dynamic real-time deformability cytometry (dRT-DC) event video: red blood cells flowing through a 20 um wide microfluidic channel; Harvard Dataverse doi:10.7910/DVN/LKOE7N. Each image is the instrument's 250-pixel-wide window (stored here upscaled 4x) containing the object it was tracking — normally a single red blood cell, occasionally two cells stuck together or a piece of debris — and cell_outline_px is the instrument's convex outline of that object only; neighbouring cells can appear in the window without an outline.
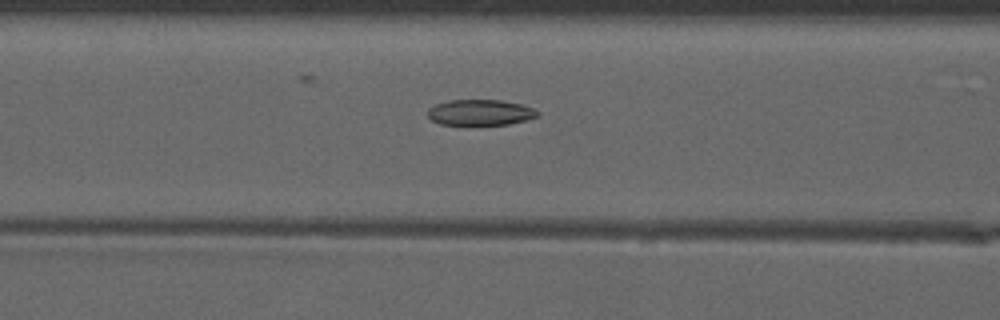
{"species": "common noctule bat (a hibernating species)", "species_latin": "Nyctalus noctula", "temperature_condition": "warm", "stored_images_in_passage": 49, "camera_frame_rate_fps": 3000, "um_per_image_px": 0.085, "animal": {"sex": "male", "forearm_length_mm": 52.5}, "frame": {"image": 1, "passage_image": 20, "time_ms": 6.333, "image_size_px": [1000, 320], "cell_outline_px": [[540, 116], [528, 120], [508, 124], [440, 124], [432, 120], [428, 116], [428, 108], [436, 104], [448, 100], [500, 100], [520, 104], [532, 108], [540, 112]], "centroid_in_image_um": [40.84, 9.55], "position_along_channel_um": 125.8, "area_um2": 16.42}}
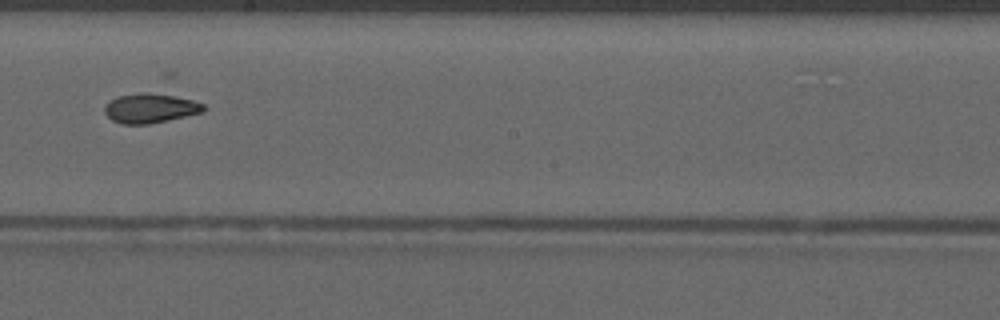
{"frame": {"image": 2, "passage_image": 28, "time_ms": 9.0, "image_size_px": [1000, 320], "cell_outline_px": [[208, 108], [204, 112], [148, 124], [120, 124], [112, 120], [104, 112], [104, 108], [116, 96], [140, 92], [164, 92], [192, 100], [204, 104]], "centroid_in_image_um": [12.81, 9.17], "position_along_channel_um": 235.4, "area_um2": 17.34}}
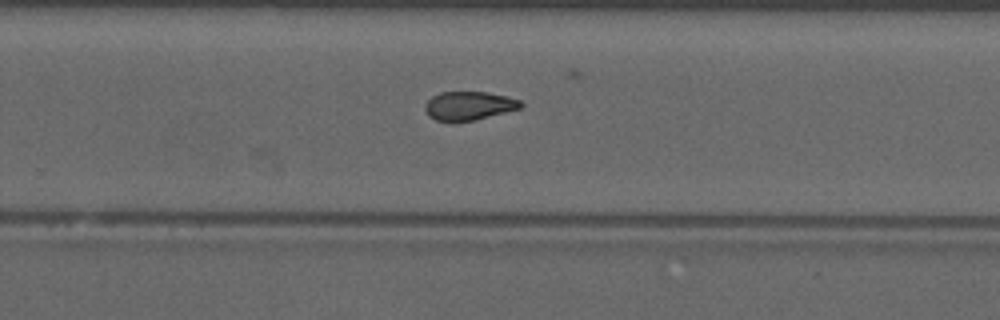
{"frame": {"image": 3, "passage_image": 32, "time_ms": 10.333, "image_size_px": [1000, 320], "cell_outline_px": [[524, 104], [520, 108], [476, 120], [456, 124], [448, 124], [436, 120], [428, 116], [424, 108], [424, 104], [432, 96], [440, 92], [488, 92], [508, 96], [520, 100]], "centroid_in_image_um": [39.81, 9.03], "position_along_channel_um": 290.0, "area_um2": 16.59}, "authors_computed_cell_mechanics": {"area_um2": 17.051, "velocity_mm_per_s": 4.1123, "shape_relaxation_time_tau1_ms": null, "shape_relaxation_time_tau2_ms": 3.5465, "deformation_change_tau1": null, "deformation_change_tau2": 0.0887}}